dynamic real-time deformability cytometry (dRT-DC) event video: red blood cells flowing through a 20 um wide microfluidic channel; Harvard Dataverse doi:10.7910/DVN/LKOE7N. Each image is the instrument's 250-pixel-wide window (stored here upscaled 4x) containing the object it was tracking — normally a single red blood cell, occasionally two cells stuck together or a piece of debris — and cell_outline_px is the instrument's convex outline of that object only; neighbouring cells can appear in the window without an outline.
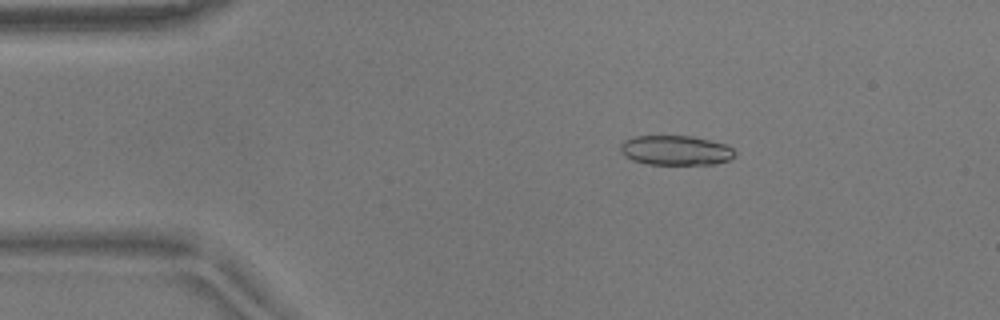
{"species": "common noctule bat (a hibernating species)", "species_latin": "Nyctalus noctula", "temperature_condition": "warm", "stored_images_in_passage": 54, "camera_frame_rate_fps": 3000, "um_per_image_px": 0.085, "animal": {"sex": "male", "body_mass_g": 17.9}, "frame": {"image": 1, "passage_image": 9, "time_ms": 2.667, "image_size_px": [1000, 320], "cell_outline_px": [[736, 156], [728, 160], [712, 164], [648, 164], [632, 160], [620, 152], [620, 144], [624, 140], [636, 136], [692, 136], [712, 140], [724, 144], [732, 148], [736, 152]], "centroid_in_image_um": [57.44, 12.77], "position_along_channel_um": 27.6, "area_um2": 19.83}, "authors_computed_cell_mechanics": {"area_um2": 19.7676, "velocity_mm_per_s": 3.6946, "shape_relaxation_time_tau1_ms": 6.8512, "shape_relaxation_time_tau2_ms": 3.182, "deformation_change_tau1": 0.1868, "deformation_change_tau2": 0.1257}}